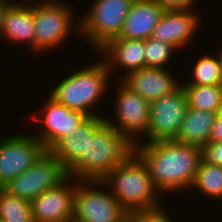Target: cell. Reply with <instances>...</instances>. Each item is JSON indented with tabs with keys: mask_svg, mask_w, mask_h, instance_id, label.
<instances>
[{
	"mask_svg": "<svg viewBox=\"0 0 222 222\" xmlns=\"http://www.w3.org/2000/svg\"><path fill=\"white\" fill-rule=\"evenodd\" d=\"M134 145V153L147 166L155 188L170 193L192 186L197 174L201 148L163 140Z\"/></svg>",
	"mask_w": 222,
	"mask_h": 222,
	"instance_id": "cell-1",
	"label": "cell"
},
{
	"mask_svg": "<svg viewBox=\"0 0 222 222\" xmlns=\"http://www.w3.org/2000/svg\"><path fill=\"white\" fill-rule=\"evenodd\" d=\"M134 145L101 115L87 118L86 154L68 170L70 178L102 180L133 153Z\"/></svg>",
	"mask_w": 222,
	"mask_h": 222,
	"instance_id": "cell-2",
	"label": "cell"
},
{
	"mask_svg": "<svg viewBox=\"0 0 222 222\" xmlns=\"http://www.w3.org/2000/svg\"><path fill=\"white\" fill-rule=\"evenodd\" d=\"M101 181L103 187L112 188L113 197L129 214L161 207L156 196L160 192L155 188L147 166L135 153Z\"/></svg>",
	"mask_w": 222,
	"mask_h": 222,
	"instance_id": "cell-3",
	"label": "cell"
},
{
	"mask_svg": "<svg viewBox=\"0 0 222 222\" xmlns=\"http://www.w3.org/2000/svg\"><path fill=\"white\" fill-rule=\"evenodd\" d=\"M110 76L106 62L99 61L96 65L75 71L62 79L50 96L69 109L81 111L88 116H98L99 113L91 110L106 92Z\"/></svg>",
	"mask_w": 222,
	"mask_h": 222,
	"instance_id": "cell-4",
	"label": "cell"
},
{
	"mask_svg": "<svg viewBox=\"0 0 222 222\" xmlns=\"http://www.w3.org/2000/svg\"><path fill=\"white\" fill-rule=\"evenodd\" d=\"M135 0H95L82 16L80 34L89 38L99 51L110 40L119 37L124 21Z\"/></svg>",
	"mask_w": 222,
	"mask_h": 222,
	"instance_id": "cell-5",
	"label": "cell"
},
{
	"mask_svg": "<svg viewBox=\"0 0 222 222\" xmlns=\"http://www.w3.org/2000/svg\"><path fill=\"white\" fill-rule=\"evenodd\" d=\"M97 186L101 188L103 182L77 179L73 218L80 222L125 221L129 217V213L113 197L112 193L97 189Z\"/></svg>",
	"mask_w": 222,
	"mask_h": 222,
	"instance_id": "cell-6",
	"label": "cell"
},
{
	"mask_svg": "<svg viewBox=\"0 0 222 222\" xmlns=\"http://www.w3.org/2000/svg\"><path fill=\"white\" fill-rule=\"evenodd\" d=\"M68 177L63 164L46 150L26 171L3 188L10 194L31 202L43 192L59 186Z\"/></svg>",
	"mask_w": 222,
	"mask_h": 222,
	"instance_id": "cell-7",
	"label": "cell"
},
{
	"mask_svg": "<svg viewBox=\"0 0 222 222\" xmlns=\"http://www.w3.org/2000/svg\"><path fill=\"white\" fill-rule=\"evenodd\" d=\"M71 7L56 0L39 2L34 6L35 41L34 50L42 51L63 44L69 33L80 30V21L73 22ZM78 27V28H77ZM72 28V29H71Z\"/></svg>",
	"mask_w": 222,
	"mask_h": 222,
	"instance_id": "cell-8",
	"label": "cell"
},
{
	"mask_svg": "<svg viewBox=\"0 0 222 222\" xmlns=\"http://www.w3.org/2000/svg\"><path fill=\"white\" fill-rule=\"evenodd\" d=\"M149 108L147 142L174 140L188 108L185 89L181 85L175 92L150 101Z\"/></svg>",
	"mask_w": 222,
	"mask_h": 222,
	"instance_id": "cell-9",
	"label": "cell"
},
{
	"mask_svg": "<svg viewBox=\"0 0 222 222\" xmlns=\"http://www.w3.org/2000/svg\"><path fill=\"white\" fill-rule=\"evenodd\" d=\"M45 151L34 135H15L0 141V188L26 171Z\"/></svg>",
	"mask_w": 222,
	"mask_h": 222,
	"instance_id": "cell-10",
	"label": "cell"
},
{
	"mask_svg": "<svg viewBox=\"0 0 222 222\" xmlns=\"http://www.w3.org/2000/svg\"><path fill=\"white\" fill-rule=\"evenodd\" d=\"M116 99L117 122L105 121L111 124L122 135H125L133 144H137L136 135H146L149 130L150 108L149 102L132 91L122 81L119 84ZM135 135V136H134Z\"/></svg>",
	"mask_w": 222,
	"mask_h": 222,
	"instance_id": "cell-11",
	"label": "cell"
},
{
	"mask_svg": "<svg viewBox=\"0 0 222 222\" xmlns=\"http://www.w3.org/2000/svg\"><path fill=\"white\" fill-rule=\"evenodd\" d=\"M41 111L43 122L39 136L35 137L43 144L46 150H50L61 138L75 134L76 127L81 125L89 116L81 111L72 110L57 102L49 96Z\"/></svg>",
	"mask_w": 222,
	"mask_h": 222,
	"instance_id": "cell-12",
	"label": "cell"
},
{
	"mask_svg": "<svg viewBox=\"0 0 222 222\" xmlns=\"http://www.w3.org/2000/svg\"><path fill=\"white\" fill-rule=\"evenodd\" d=\"M69 179L30 202L34 222H65L73 218L77 179L72 178L75 184L72 186L67 182Z\"/></svg>",
	"mask_w": 222,
	"mask_h": 222,
	"instance_id": "cell-13",
	"label": "cell"
},
{
	"mask_svg": "<svg viewBox=\"0 0 222 222\" xmlns=\"http://www.w3.org/2000/svg\"><path fill=\"white\" fill-rule=\"evenodd\" d=\"M168 70L144 67L121 77V81L148 102L175 92L180 86Z\"/></svg>",
	"mask_w": 222,
	"mask_h": 222,
	"instance_id": "cell-14",
	"label": "cell"
},
{
	"mask_svg": "<svg viewBox=\"0 0 222 222\" xmlns=\"http://www.w3.org/2000/svg\"><path fill=\"white\" fill-rule=\"evenodd\" d=\"M199 18L189 10H165L153 29L151 38L173 45L177 50L187 45L199 25ZM183 46V47H182ZM181 47V48H180Z\"/></svg>",
	"mask_w": 222,
	"mask_h": 222,
	"instance_id": "cell-15",
	"label": "cell"
},
{
	"mask_svg": "<svg viewBox=\"0 0 222 222\" xmlns=\"http://www.w3.org/2000/svg\"><path fill=\"white\" fill-rule=\"evenodd\" d=\"M164 12L156 0H135L117 38L136 40L150 38Z\"/></svg>",
	"mask_w": 222,
	"mask_h": 222,
	"instance_id": "cell-16",
	"label": "cell"
},
{
	"mask_svg": "<svg viewBox=\"0 0 222 222\" xmlns=\"http://www.w3.org/2000/svg\"><path fill=\"white\" fill-rule=\"evenodd\" d=\"M98 53L107 55L104 61L111 74V69H114L112 67H116L115 64L124 67V70L126 68V75L146 67L144 40L114 38Z\"/></svg>",
	"mask_w": 222,
	"mask_h": 222,
	"instance_id": "cell-17",
	"label": "cell"
},
{
	"mask_svg": "<svg viewBox=\"0 0 222 222\" xmlns=\"http://www.w3.org/2000/svg\"><path fill=\"white\" fill-rule=\"evenodd\" d=\"M10 3L4 15L0 36L17 44L26 42L34 51V6H29V4L26 6V4H21V1L19 3L10 1Z\"/></svg>",
	"mask_w": 222,
	"mask_h": 222,
	"instance_id": "cell-18",
	"label": "cell"
},
{
	"mask_svg": "<svg viewBox=\"0 0 222 222\" xmlns=\"http://www.w3.org/2000/svg\"><path fill=\"white\" fill-rule=\"evenodd\" d=\"M217 114L188 107L174 141L202 148L209 141Z\"/></svg>",
	"mask_w": 222,
	"mask_h": 222,
	"instance_id": "cell-19",
	"label": "cell"
},
{
	"mask_svg": "<svg viewBox=\"0 0 222 222\" xmlns=\"http://www.w3.org/2000/svg\"><path fill=\"white\" fill-rule=\"evenodd\" d=\"M87 119L78 127L75 134L61 138L49 151L63 164L67 171L86 154Z\"/></svg>",
	"mask_w": 222,
	"mask_h": 222,
	"instance_id": "cell-20",
	"label": "cell"
},
{
	"mask_svg": "<svg viewBox=\"0 0 222 222\" xmlns=\"http://www.w3.org/2000/svg\"><path fill=\"white\" fill-rule=\"evenodd\" d=\"M188 107L197 110L220 113L222 85H183Z\"/></svg>",
	"mask_w": 222,
	"mask_h": 222,
	"instance_id": "cell-21",
	"label": "cell"
},
{
	"mask_svg": "<svg viewBox=\"0 0 222 222\" xmlns=\"http://www.w3.org/2000/svg\"><path fill=\"white\" fill-rule=\"evenodd\" d=\"M192 187L208 197L222 199V167L201 159Z\"/></svg>",
	"mask_w": 222,
	"mask_h": 222,
	"instance_id": "cell-22",
	"label": "cell"
},
{
	"mask_svg": "<svg viewBox=\"0 0 222 222\" xmlns=\"http://www.w3.org/2000/svg\"><path fill=\"white\" fill-rule=\"evenodd\" d=\"M0 219L4 222H34L30 202L0 188Z\"/></svg>",
	"mask_w": 222,
	"mask_h": 222,
	"instance_id": "cell-23",
	"label": "cell"
},
{
	"mask_svg": "<svg viewBox=\"0 0 222 222\" xmlns=\"http://www.w3.org/2000/svg\"><path fill=\"white\" fill-rule=\"evenodd\" d=\"M192 72V81L184 85H222V68L218 56H202L194 65Z\"/></svg>",
	"mask_w": 222,
	"mask_h": 222,
	"instance_id": "cell-24",
	"label": "cell"
},
{
	"mask_svg": "<svg viewBox=\"0 0 222 222\" xmlns=\"http://www.w3.org/2000/svg\"><path fill=\"white\" fill-rule=\"evenodd\" d=\"M146 67L165 69L177 49L170 43L155 40L151 37L144 40Z\"/></svg>",
	"mask_w": 222,
	"mask_h": 222,
	"instance_id": "cell-25",
	"label": "cell"
},
{
	"mask_svg": "<svg viewBox=\"0 0 222 222\" xmlns=\"http://www.w3.org/2000/svg\"><path fill=\"white\" fill-rule=\"evenodd\" d=\"M133 222H172L166 211L161 207L152 210L136 211L129 214Z\"/></svg>",
	"mask_w": 222,
	"mask_h": 222,
	"instance_id": "cell-26",
	"label": "cell"
},
{
	"mask_svg": "<svg viewBox=\"0 0 222 222\" xmlns=\"http://www.w3.org/2000/svg\"><path fill=\"white\" fill-rule=\"evenodd\" d=\"M202 160L209 164L222 167V141H208L201 148Z\"/></svg>",
	"mask_w": 222,
	"mask_h": 222,
	"instance_id": "cell-27",
	"label": "cell"
},
{
	"mask_svg": "<svg viewBox=\"0 0 222 222\" xmlns=\"http://www.w3.org/2000/svg\"><path fill=\"white\" fill-rule=\"evenodd\" d=\"M156 1L163 7L164 10L167 11H179V10L191 11L193 4L196 0H156Z\"/></svg>",
	"mask_w": 222,
	"mask_h": 222,
	"instance_id": "cell-28",
	"label": "cell"
},
{
	"mask_svg": "<svg viewBox=\"0 0 222 222\" xmlns=\"http://www.w3.org/2000/svg\"><path fill=\"white\" fill-rule=\"evenodd\" d=\"M209 141H222V115L220 113H218L215 118Z\"/></svg>",
	"mask_w": 222,
	"mask_h": 222,
	"instance_id": "cell-29",
	"label": "cell"
},
{
	"mask_svg": "<svg viewBox=\"0 0 222 222\" xmlns=\"http://www.w3.org/2000/svg\"><path fill=\"white\" fill-rule=\"evenodd\" d=\"M7 0H0V32L3 26L4 15L7 11V8L11 5Z\"/></svg>",
	"mask_w": 222,
	"mask_h": 222,
	"instance_id": "cell-30",
	"label": "cell"
},
{
	"mask_svg": "<svg viewBox=\"0 0 222 222\" xmlns=\"http://www.w3.org/2000/svg\"><path fill=\"white\" fill-rule=\"evenodd\" d=\"M218 56H219V58H220V61H221V68H222V50L219 52Z\"/></svg>",
	"mask_w": 222,
	"mask_h": 222,
	"instance_id": "cell-31",
	"label": "cell"
},
{
	"mask_svg": "<svg viewBox=\"0 0 222 222\" xmlns=\"http://www.w3.org/2000/svg\"><path fill=\"white\" fill-rule=\"evenodd\" d=\"M65 222H80V221H77L75 218H72V219H69V220H67Z\"/></svg>",
	"mask_w": 222,
	"mask_h": 222,
	"instance_id": "cell-32",
	"label": "cell"
},
{
	"mask_svg": "<svg viewBox=\"0 0 222 222\" xmlns=\"http://www.w3.org/2000/svg\"><path fill=\"white\" fill-rule=\"evenodd\" d=\"M123 222H133L132 219L130 217H128L125 221Z\"/></svg>",
	"mask_w": 222,
	"mask_h": 222,
	"instance_id": "cell-33",
	"label": "cell"
},
{
	"mask_svg": "<svg viewBox=\"0 0 222 222\" xmlns=\"http://www.w3.org/2000/svg\"><path fill=\"white\" fill-rule=\"evenodd\" d=\"M220 114L222 115V104H221Z\"/></svg>",
	"mask_w": 222,
	"mask_h": 222,
	"instance_id": "cell-34",
	"label": "cell"
}]
</instances>
